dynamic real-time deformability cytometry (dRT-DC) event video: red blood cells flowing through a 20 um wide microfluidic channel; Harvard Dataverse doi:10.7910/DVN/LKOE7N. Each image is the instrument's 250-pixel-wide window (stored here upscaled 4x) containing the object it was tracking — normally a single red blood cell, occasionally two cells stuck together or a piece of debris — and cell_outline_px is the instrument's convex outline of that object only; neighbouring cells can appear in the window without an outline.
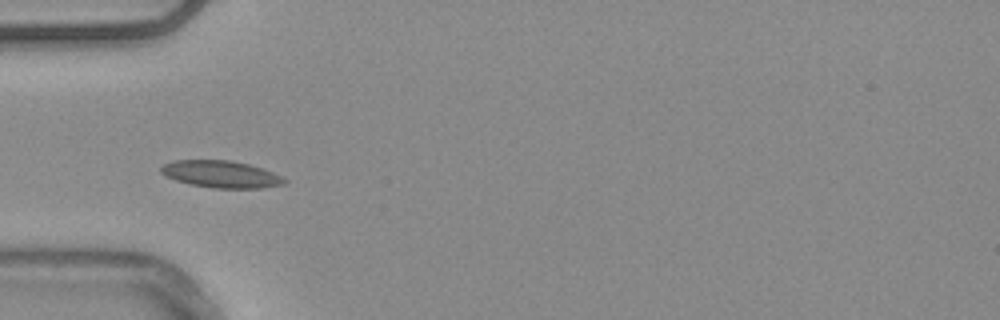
{"species": "common noctule bat (a hibernating species)", "species_latin": "Nyctalus noctula", "temperature_condition": "warm", "stored_images_in_passage": 6, "camera_frame_rate_fps": 3000, "um_per_image_px": 0.085, "animal": {"sex": "male", "body_mass_g": 20.4}, "frame": {"image": 1, "passage_image": 3, "time_ms": 0.667, "image_size_px": [1000, 320], "cell_outline_px": [[288, 180], [284, 184], [260, 188], [212, 188], [192, 184], [176, 180], [164, 176], [160, 172], [160, 168], [164, 164], [172, 160], [232, 160], [248, 164], [284, 176]], "centroid_in_image_um": [18.78, 14.8], "position_along_channel_um": 66.2, "area_um2": 19.48}}